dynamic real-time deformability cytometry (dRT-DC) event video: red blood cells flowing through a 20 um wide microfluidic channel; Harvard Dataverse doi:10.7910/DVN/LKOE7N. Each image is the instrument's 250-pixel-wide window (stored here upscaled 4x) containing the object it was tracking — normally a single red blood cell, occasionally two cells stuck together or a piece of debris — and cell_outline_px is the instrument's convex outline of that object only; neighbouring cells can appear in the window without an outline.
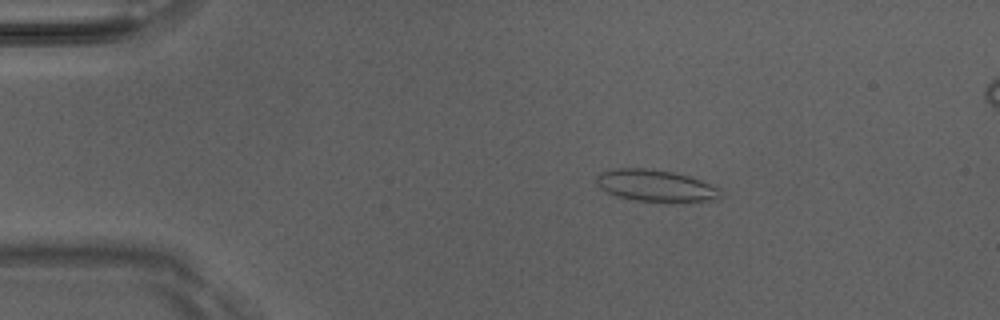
{"species": "Egyptian fruit bat (a non-hibernating species)", "species_latin": "Rousettus aegyptiacus", "temperature_condition": "room temperature", "stored_images_in_passage": 49, "camera_frame_rate_fps": 3000, "um_per_image_px": 0.085, "animal": {"sex": "male"}, "frame": {"image": 1, "passage_image": 8, "time_ms": 2.333, "image_size_px": [1000, 320], "cell_outline_px": [[720, 196], [716, 200], [668, 204], [632, 200], [616, 196], [600, 188], [596, 184], [596, 176], [600, 172], [616, 168], [644, 168], [672, 172], [688, 176], [700, 180], [720, 188]], "centroid_in_image_um": [55.73, 15.82], "position_along_channel_um": 29.3, "area_um2": 23.58}}
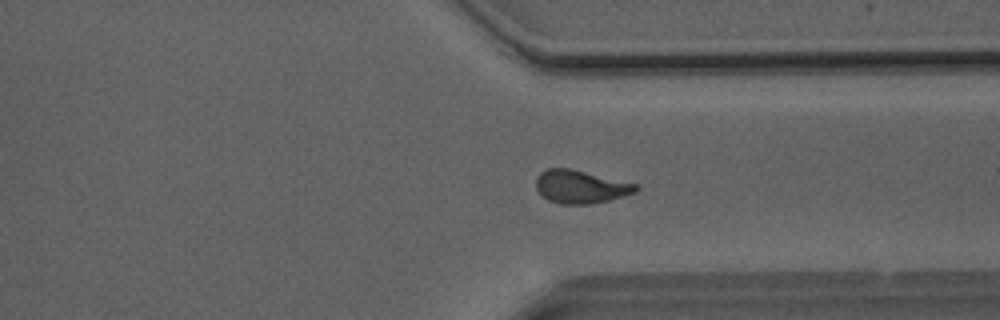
{"frame": {"image": 2, "passage_image": 37, "time_ms": 12.0, "image_size_px": [1000, 320], "cell_outline_px": [[640, 188], [636, 192], [624, 196], [608, 200], [588, 204], [560, 204], [548, 200], [540, 196], [536, 188], [536, 176], [540, 172], [548, 168], [572, 168], [640, 184]], "centroid_in_image_um": [49.36, 15.86], "position_along_channel_um": 362.0, "area_um2": 19.71}}
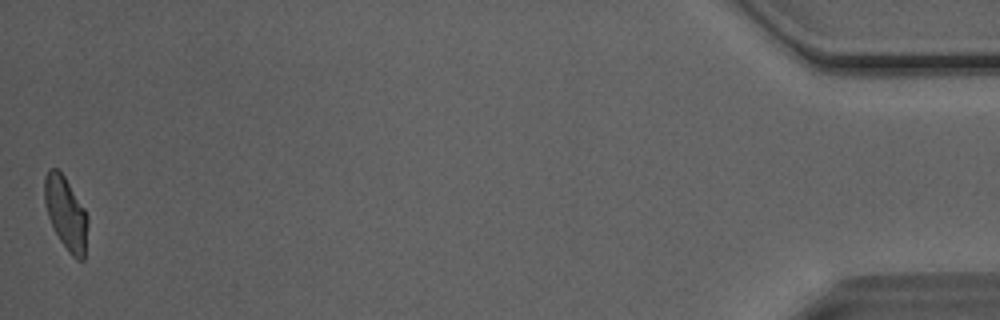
{"frame": {"image": 3, "passage_image": 49, "time_ms": 16.0, "image_size_px": [1000, 320], "cell_outline_px": [[88, 224], [84, 260], [76, 260], [68, 252], [60, 240], [48, 216], [44, 204], [44, 176], [48, 168], [56, 168], [64, 176], [84, 208], [88, 216]], "centroid_in_image_um": [5.6, 18.13], "position_along_channel_um": 429.6, "area_um2": 18.38}, "authors_computed_cell_mechanics": {"area_um2": 19.652, "velocity_mm_per_s": 4.0843, "shape_relaxation_time_tau1_ms": 4.7626, "shape_relaxation_time_tau2_ms": 1.6155, "deformation_change_tau1": 0.1684, "deformation_change_tau2": 0.0964}}